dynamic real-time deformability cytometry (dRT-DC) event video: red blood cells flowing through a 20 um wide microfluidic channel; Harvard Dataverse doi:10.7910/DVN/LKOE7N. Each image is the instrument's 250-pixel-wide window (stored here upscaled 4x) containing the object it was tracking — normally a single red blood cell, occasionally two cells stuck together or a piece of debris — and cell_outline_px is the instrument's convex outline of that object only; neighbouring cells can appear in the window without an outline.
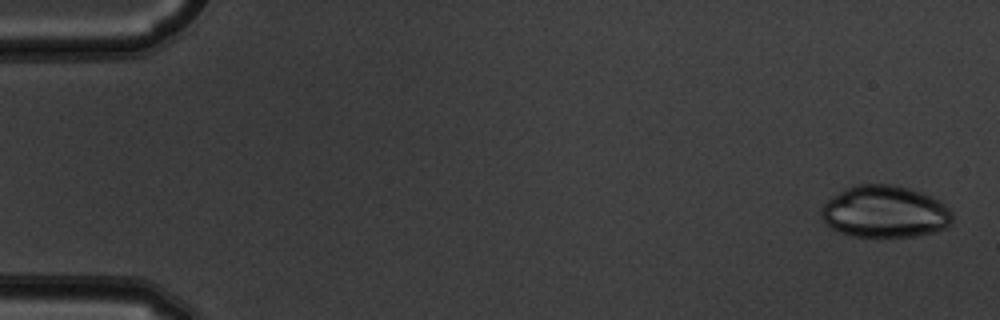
{"species": "common noctule bat (a hibernating species)", "species_latin": "Nyctalus noctula", "temperature_condition": "warm", "stored_images_in_passage": 4, "camera_frame_rate_fps": 3000, "um_per_image_px": 0.085, "animal": {"sex": "male", "body_mass_g": 19.5, "forearm_length_mm": 54.6}, "frame": {"image": 1, "passage_image": 1, "time_ms": 0.0, "image_size_px": [1000, 320], "cell_outline_px": [[952, 220], [944, 228], [936, 232], [920, 236], [852, 236], [840, 232], [832, 228], [820, 216], [820, 208], [832, 196], [844, 188], [856, 184], [892, 184], [908, 188], [932, 196], [944, 204], [952, 212]], "centroid_in_image_um": [75.2, 17.98], "position_along_channel_um": 9.8, "area_um2": 39.77}}